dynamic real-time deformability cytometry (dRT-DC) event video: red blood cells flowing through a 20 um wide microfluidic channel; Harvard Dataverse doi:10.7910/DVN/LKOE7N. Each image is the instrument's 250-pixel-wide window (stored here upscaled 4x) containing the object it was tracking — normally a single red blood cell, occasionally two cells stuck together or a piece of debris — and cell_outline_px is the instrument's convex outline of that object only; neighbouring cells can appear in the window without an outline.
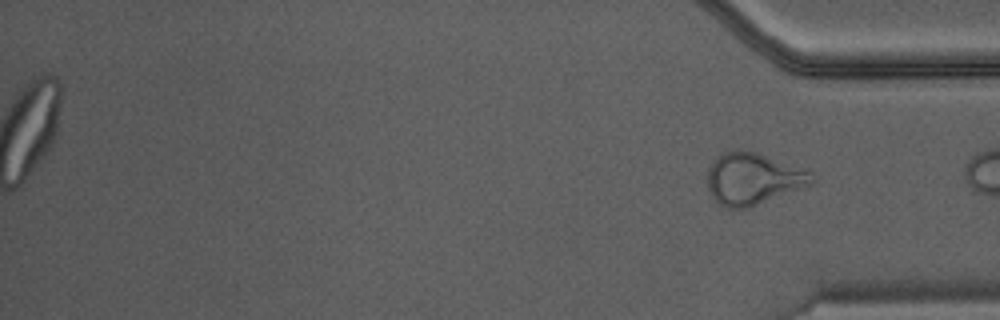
{"species": "Egyptian fruit bat (a non-hibernating species)", "species_latin": "Rousettus aegyptiacus", "temperature_condition": "warm", "stored_images_in_passage": 34, "camera_frame_rate_fps": 3000, "um_per_image_px": 0.085, "animal": {"sex": "male"}, "frame": {"image": 1, "passage_image": 34, "time_ms": 11.0, "image_size_px": [1000, 320], "cell_outline_px": [[816, 180], [812, 184], [748, 208], [728, 208], [720, 204], [712, 196], [708, 188], [708, 168], [712, 160], [720, 152], [732, 148], [736, 148], [756, 152], [812, 172]], "centroid_in_image_um": [63.97, 15.16], "position_along_channel_um": 371.2, "area_um2": 31.62}}